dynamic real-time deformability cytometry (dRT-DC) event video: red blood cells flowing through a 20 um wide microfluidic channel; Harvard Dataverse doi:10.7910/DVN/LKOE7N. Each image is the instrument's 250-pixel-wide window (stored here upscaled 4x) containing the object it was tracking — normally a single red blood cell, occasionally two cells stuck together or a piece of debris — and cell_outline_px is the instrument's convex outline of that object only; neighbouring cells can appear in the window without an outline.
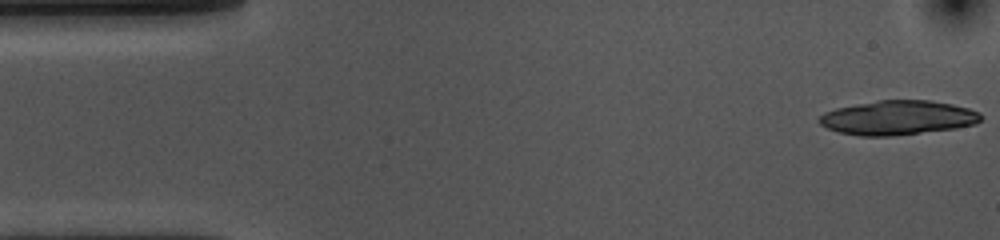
{"species": "common noctule bat (a hibernating species)", "species_latin": "Nyctalus noctula", "temperature_condition": "cold", "stored_images_in_passage": 22, "camera_frame_rate_fps": 3000, "um_per_image_px": 0.085, "animal": {"sex": "female", "body_mass_g": 10.0, "forearm_length_mm": 53.1}, "frame": {"image": 1, "passage_image": 1, "time_ms": 0.0, "image_size_px": [1000, 240], "cell_outline_px": [[984, 116], [976, 124], [956, 128], [892, 136], [860, 136], [840, 132], [828, 128], [820, 124], [816, 120], [824, 112], [836, 108], [856, 104], [880, 100], [932, 100], [952, 104], [968, 108], [980, 112]], "centroid_in_image_um": [76.33, 10.0], "position_along_channel_um": 8.7, "area_um2": 32.43}}